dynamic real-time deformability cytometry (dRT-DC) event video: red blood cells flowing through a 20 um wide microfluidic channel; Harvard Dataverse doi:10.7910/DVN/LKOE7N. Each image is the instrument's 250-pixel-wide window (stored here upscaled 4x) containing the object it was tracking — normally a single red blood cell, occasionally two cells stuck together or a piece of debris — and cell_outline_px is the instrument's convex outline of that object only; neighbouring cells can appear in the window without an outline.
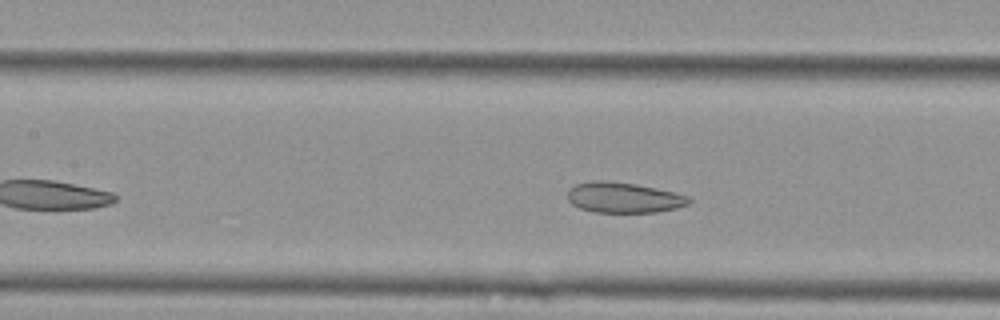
{"species": "Egyptian fruit bat (a non-hibernating species)", "species_latin": "Rousettus aegyptiacus", "temperature_condition": "cold", "stored_images_in_passage": 43, "camera_frame_rate_fps": 3000, "um_per_image_px": 0.085, "animal": {"sex": "female"}, "frame": {"image": 1, "passage_image": 15, "time_ms": 4.667, "image_size_px": [1000, 320], "cell_outline_px": [[692, 200], [688, 204], [676, 208], [656, 212], [592, 212], [580, 208], [572, 204], [568, 200], [568, 188], [576, 184], [592, 180], [600, 180], [632, 184], [672, 192], [688, 196]], "centroid_in_image_um": [52.96, 16.8], "position_along_channel_um": 154.4, "area_um2": 21.27}}
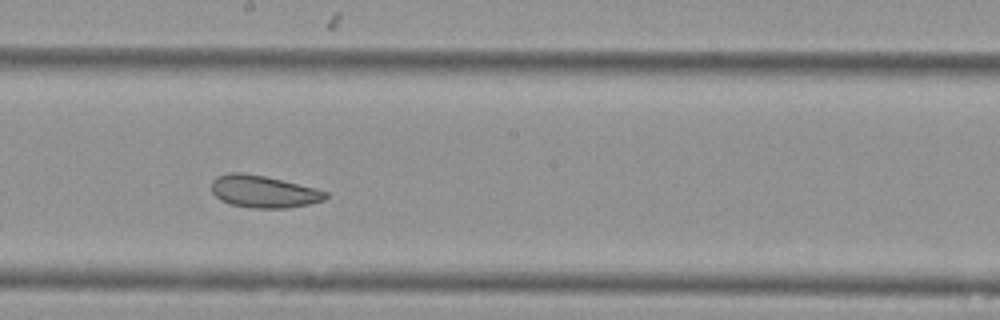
{"frame": {"image": 2, "passage_image": 21, "time_ms": 6.667, "image_size_px": [1000, 320], "cell_outline_px": [[328, 196], [324, 200], [308, 204], [288, 208], [248, 208], [232, 204], [220, 200], [212, 192], [212, 180], [216, 176], [232, 172], [240, 172], [264, 176], [316, 188], [328, 192]], "centroid_in_image_um": [22.4, 16.29], "position_along_channel_um": 225.8, "area_um2": 21.39}}
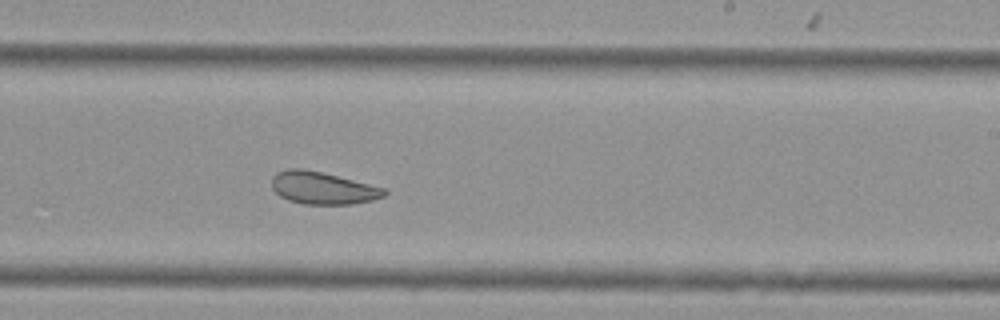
{"frame": {"image": 3, "passage_image": 24, "time_ms": 7.667, "image_size_px": [1000, 320], "cell_outline_px": [[388, 192], [384, 196], [372, 200], [352, 204], [304, 204], [288, 200], [280, 196], [272, 188], [272, 176], [276, 172], [288, 168], [304, 168], [384, 188]], "centroid_in_image_um": [27.38, 15.98], "position_along_channel_um": 261.6, "area_um2": 21.04}, "authors_computed_cell_mechanics": {"area_um2": 23.12, "velocity_mm_per_s": 3.6002, "shape_relaxation_time_tau1_ms": null, "shape_relaxation_time_tau2_ms": 2.4239, "deformation_change_tau1": null, "deformation_change_tau2": 0.0664}}